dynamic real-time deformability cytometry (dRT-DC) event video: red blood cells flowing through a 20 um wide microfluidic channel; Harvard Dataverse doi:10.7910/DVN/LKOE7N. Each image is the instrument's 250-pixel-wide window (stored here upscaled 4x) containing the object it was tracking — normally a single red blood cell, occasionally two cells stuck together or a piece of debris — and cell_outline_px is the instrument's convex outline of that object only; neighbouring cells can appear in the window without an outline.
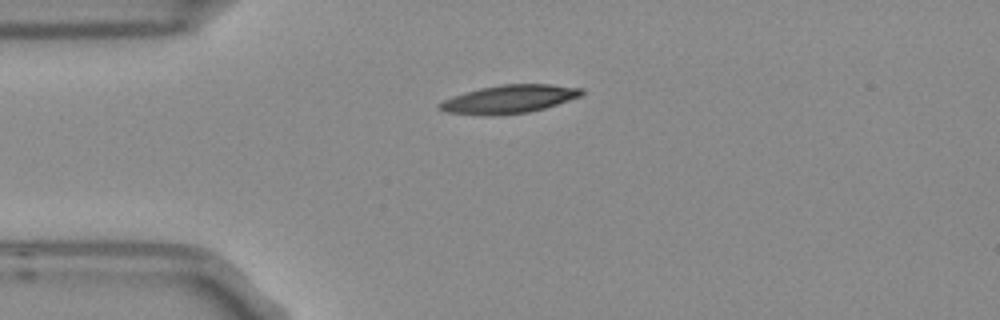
{"species": "Egyptian fruit bat (a non-hibernating species)", "species_latin": "Rousettus aegyptiacus", "temperature_condition": "room temperature", "stored_images_in_passage": 3, "camera_frame_rate_fps": 3000, "um_per_image_px": 0.085, "frame": {"image": 1, "passage_image": 1, "time_ms": 0.0, "image_size_px": [1000, 320], "cell_outline_px": [[584, 92], [580, 96], [544, 108], [528, 112], [496, 116], [484, 116], [448, 112], [436, 108], [436, 104], [452, 96], [464, 92], [480, 88], [504, 84], [552, 84], [584, 88]], "centroid_in_image_um": [43.24, 8.43], "position_along_channel_um": 41.8, "area_um2": 23.52}}
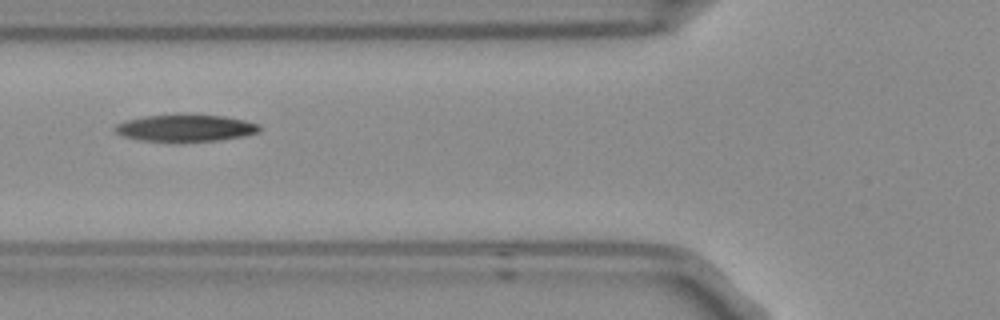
{"frame": {"image": 2, "passage_image": 3, "time_ms": 0.667, "image_size_px": [1000, 320], "cell_outline_px": [[260, 132], [244, 136], [216, 140], [144, 140], [124, 136], [116, 132], [112, 128], [116, 124], [124, 120], [140, 116], [180, 112], [192, 112], [224, 116], [244, 120], [260, 124]], "centroid_in_image_um": [15.76, 10.8], "position_along_channel_um": 110.0, "area_um2": 23.18}}